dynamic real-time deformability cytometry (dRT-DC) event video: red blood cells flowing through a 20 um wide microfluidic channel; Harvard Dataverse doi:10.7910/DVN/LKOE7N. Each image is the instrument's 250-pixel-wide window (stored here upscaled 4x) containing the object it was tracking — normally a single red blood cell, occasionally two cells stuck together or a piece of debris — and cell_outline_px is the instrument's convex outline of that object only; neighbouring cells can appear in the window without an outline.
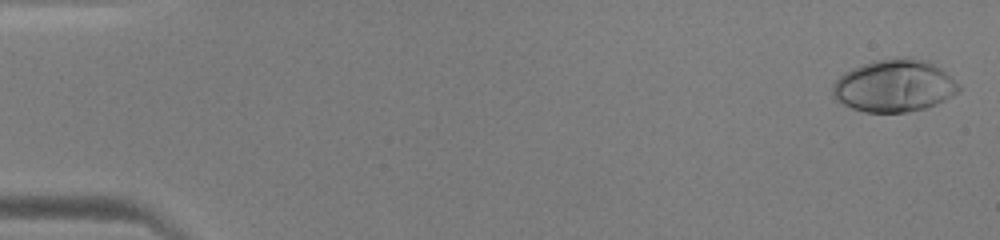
{"species": "human", "species_latin": "Homo sapiens", "temperature_condition": "warm", "stored_images_in_passage": 48, "camera_frame_rate_fps": 3000, "um_per_image_px": 0.085, "donor": {"sex": "male"}, "frame": {"image": 1, "passage_image": 1, "time_ms": 0.0, "image_size_px": [1000, 240], "cell_outline_px": [[960, 88], [952, 96], [936, 104], [924, 108], [908, 112], [864, 112], [852, 108], [836, 100], [832, 92], [832, 84], [844, 72], [860, 64], [876, 60], [896, 56], [912, 56], [928, 60], [940, 68], [960, 84]], "centroid_in_image_um": [76.0, 7.26], "position_along_channel_um": 9.0, "area_um2": 38.84}}
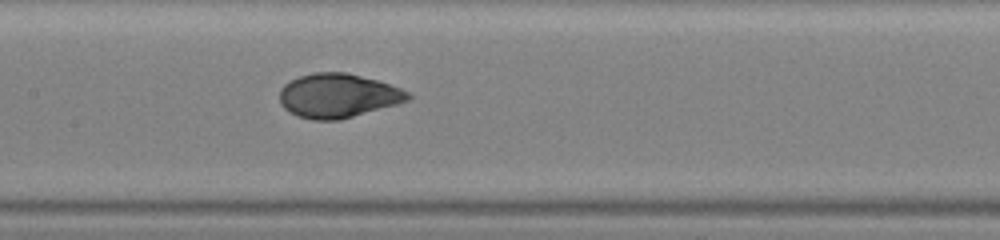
{"frame": {"image": 2, "passage_image": 24, "time_ms": 7.667, "image_size_px": [1000, 240], "cell_outline_px": [[412, 96], [408, 100], [396, 104], [340, 120], [312, 120], [296, 116], [288, 112], [280, 104], [280, 88], [284, 84], [300, 76], [312, 72], [348, 72], [376, 80], [400, 88], [408, 92]], "centroid_in_image_um": [28.69, 8.13], "position_along_channel_um": 178.7, "area_um2": 33.0}}
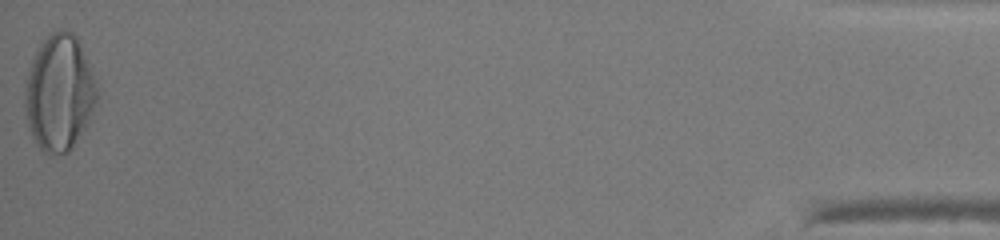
{"frame": {"image": 3, "passage_image": 48, "time_ms": 15.667, "image_size_px": [1000, 240], "cell_outline_px": [[96, 100], [88, 120], [84, 128], [72, 148], [68, 152], [44, 152], [40, 148], [32, 136], [28, 128], [24, 108], [24, 88], [32, 56], [40, 44], [52, 32], [60, 28], [64, 28], [72, 32], [76, 36], [80, 44], [92, 72], [96, 88]], "centroid_in_image_um": [4.99, 7.85], "position_along_channel_um": 430.2, "area_um2": 48.26}}